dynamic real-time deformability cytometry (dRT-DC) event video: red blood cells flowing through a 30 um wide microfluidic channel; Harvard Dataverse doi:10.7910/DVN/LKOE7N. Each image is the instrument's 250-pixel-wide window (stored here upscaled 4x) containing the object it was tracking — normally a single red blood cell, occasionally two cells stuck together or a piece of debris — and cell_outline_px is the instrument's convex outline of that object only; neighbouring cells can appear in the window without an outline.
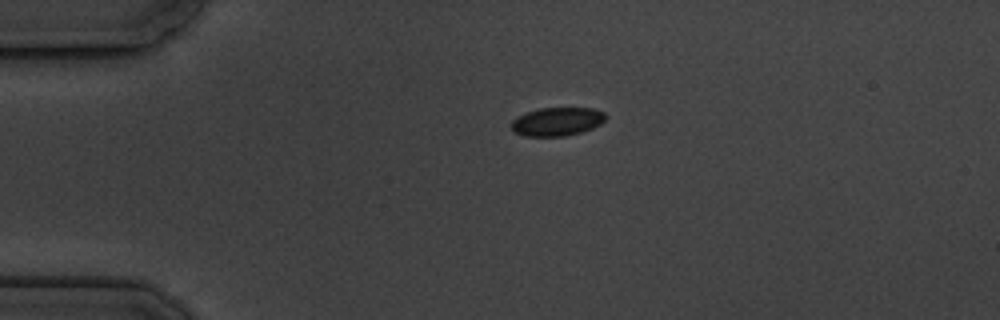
{"species": "common noctule bat (a hibernating species)", "species_latin": "Nyctalus noctula", "temperature_condition": "cold", "stored_images_in_passage": 2, "camera_frame_rate_fps": 3000, "um_per_image_px": 0.085, "animal": {"sex": "male", "body_mass_g": 19.5, "forearm_length_mm": 54.6}, "frame": {"image": 1, "passage_image": 1, "time_ms": 0.0, "image_size_px": [1000, 320], "cell_outline_px": [[608, 116], [600, 124], [592, 128], [580, 132], [564, 136], [524, 136], [512, 132], [512, 120], [516, 116], [540, 108], [592, 108], [604, 112]], "centroid_in_image_um": [47.34, 10.33], "position_along_channel_um": 37.7, "area_um2": 15.66}}